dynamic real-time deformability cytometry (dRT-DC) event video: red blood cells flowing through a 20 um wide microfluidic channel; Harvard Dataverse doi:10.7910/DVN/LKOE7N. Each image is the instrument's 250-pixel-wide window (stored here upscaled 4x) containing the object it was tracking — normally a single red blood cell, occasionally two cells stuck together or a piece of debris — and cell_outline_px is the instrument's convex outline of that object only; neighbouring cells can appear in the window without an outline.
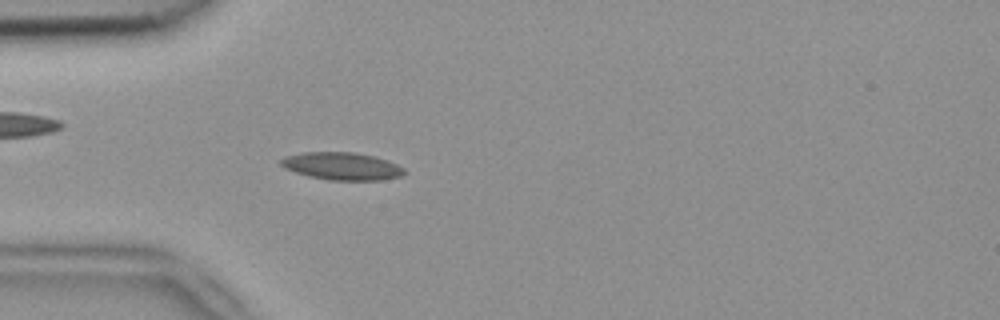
{"species": "common noctule bat (a hibernating species)", "species_latin": "Nyctalus noctula", "temperature_condition": "room temperature", "stored_images_in_passage": 42, "camera_frame_rate_fps": 3000, "um_per_image_px": 0.085, "animal": {"sex": "female", "body_mass_g": 18.4}, "frame": {"image": 1, "passage_image": 4, "time_ms": 1.0, "image_size_px": [1000, 320], "cell_outline_px": [[408, 172], [400, 176], [384, 180], [328, 180], [308, 176], [284, 168], [280, 164], [280, 160], [284, 156], [304, 152], [352, 152], [376, 156], [396, 164], [404, 168]], "centroid_in_image_um": [29.07, 14.12], "position_along_channel_um": 55.9, "area_um2": 19.94}}
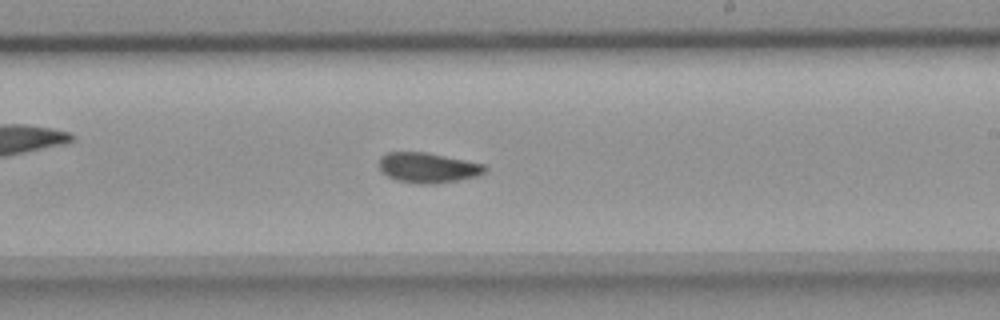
{"frame": {"image": 2, "passage_image": 20, "time_ms": 6.333, "image_size_px": [1000, 320], "cell_outline_px": [[488, 168], [484, 172], [476, 176], [460, 180], [436, 184], [420, 184], [396, 180], [388, 176], [380, 168], [380, 156], [388, 152], [428, 152], [484, 164]], "centroid_in_image_um": [36.39, 14.25], "position_along_channel_um": 252.6, "area_um2": 18.61}}
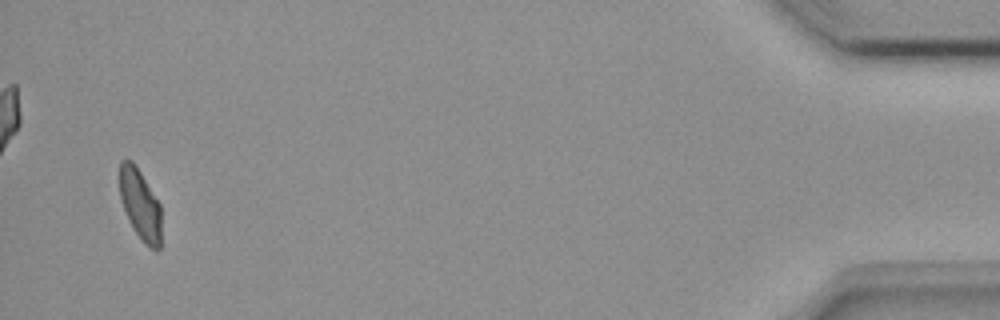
{"frame": {"image": 3, "passage_image": 40, "time_ms": 13.0, "image_size_px": [1000, 320], "cell_outline_px": [[160, 248], [156, 252], [136, 232], [128, 220], [120, 200], [120, 160], [132, 160], [136, 164], [160, 204]], "centroid_in_image_um": [11.9, 17.33], "position_along_channel_um": 423.3, "area_um2": 16.94}, "authors_computed_cell_mechanics": {"area_um2": 18.3515, "velocity_mm_per_s": 3.7964, "shape_relaxation_time_tau1_ms": 6.2818, "shape_relaxation_time_tau2_ms": 2.2492, "deformation_change_tau1": 0.1409, "deformation_change_tau2": 0.0769}}